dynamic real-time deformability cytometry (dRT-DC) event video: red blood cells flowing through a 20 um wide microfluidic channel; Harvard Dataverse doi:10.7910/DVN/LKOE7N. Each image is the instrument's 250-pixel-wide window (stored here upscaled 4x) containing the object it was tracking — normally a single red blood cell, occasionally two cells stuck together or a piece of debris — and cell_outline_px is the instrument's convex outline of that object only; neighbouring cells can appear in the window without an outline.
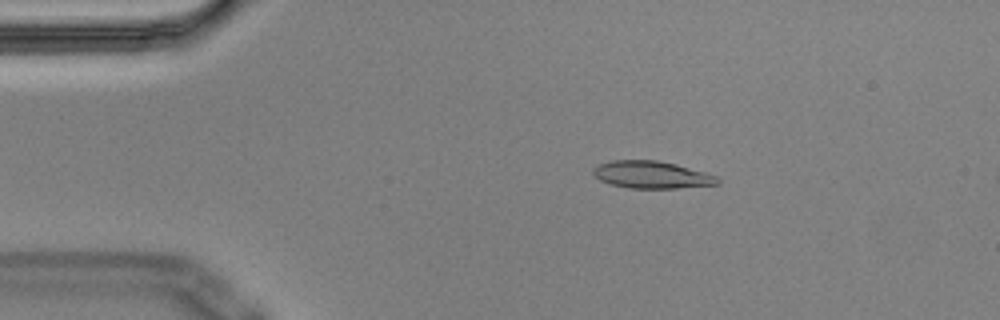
{"species": "Egyptian fruit bat (a non-hibernating species)", "species_latin": "Rousettus aegyptiacus", "temperature_condition": "cold", "stored_images_in_passage": 4, "camera_frame_rate_fps": 3000, "um_per_image_px": 0.085, "animal": {"sex": "male"}, "frame": {"image": 1, "passage_image": 2, "time_ms": 0.333, "image_size_px": [1000, 320], "cell_outline_px": [[720, 184], [676, 188], [628, 188], [612, 184], [600, 180], [592, 172], [592, 168], [600, 164], [612, 160], [656, 160], [676, 164], [704, 172], [716, 176], [720, 180]], "centroid_in_image_um": [55.39, 14.85], "position_along_channel_um": 29.6, "area_um2": 19.65}}